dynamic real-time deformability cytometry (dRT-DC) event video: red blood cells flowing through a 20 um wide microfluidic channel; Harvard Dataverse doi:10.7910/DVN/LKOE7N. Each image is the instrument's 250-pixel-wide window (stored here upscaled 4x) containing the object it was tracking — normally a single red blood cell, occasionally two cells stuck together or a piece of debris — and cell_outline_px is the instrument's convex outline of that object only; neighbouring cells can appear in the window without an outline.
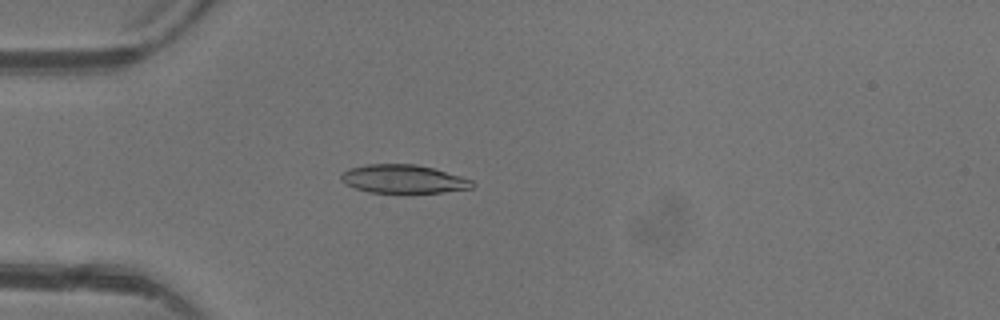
{"species": "common noctule bat (a hibernating species)", "species_latin": "Nyctalus noctula", "temperature_condition": "warm", "stored_images_in_passage": 3, "camera_frame_rate_fps": 3000, "um_per_image_px": 0.085, "animal": {"sex": "female"}, "frame": {"image": 1, "passage_image": 3, "time_ms": 3.333, "image_size_px": [1000, 320], "cell_outline_px": [[476, 184], [472, 188], [440, 192], [368, 192], [344, 184], [340, 180], [340, 172], [348, 168], [368, 164], [416, 164], [432, 168], [460, 176], [472, 180]], "centroid_in_image_um": [34.23, 15.2], "position_along_channel_um": 50.8, "area_um2": 21.68}}